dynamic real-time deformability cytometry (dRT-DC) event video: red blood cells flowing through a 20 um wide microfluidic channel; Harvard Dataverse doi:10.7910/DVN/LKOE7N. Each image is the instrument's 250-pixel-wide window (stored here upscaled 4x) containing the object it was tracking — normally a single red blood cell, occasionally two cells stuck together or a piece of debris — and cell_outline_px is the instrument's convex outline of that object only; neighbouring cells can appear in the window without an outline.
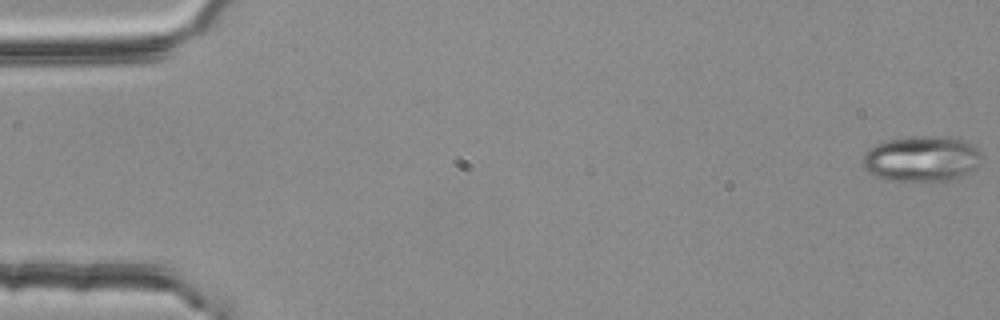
{"species": "common noctule bat (a hibernating species)", "species_latin": "Nyctalus noctula", "temperature_condition": "room temperature", "stored_images_in_passage": 55, "camera_frame_rate_fps": 3000, "um_per_image_px": 0.085, "animal": {"sex": "female", "body_mass_g": 25.1}, "frame": {"image": 1, "passage_image": 1, "time_ms": 0.0, "image_size_px": [1000, 320], "cell_outline_px": [[980, 160], [976, 168], [952, 180], [884, 180], [868, 172], [864, 168], [864, 152], [868, 148], [884, 140], [916, 136], [956, 136], [972, 144], [980, 152]], "centroid_in_image_um": [78.33, 13.46], "position_along_channel_um": 6.7, "area_um2": 31.67}}
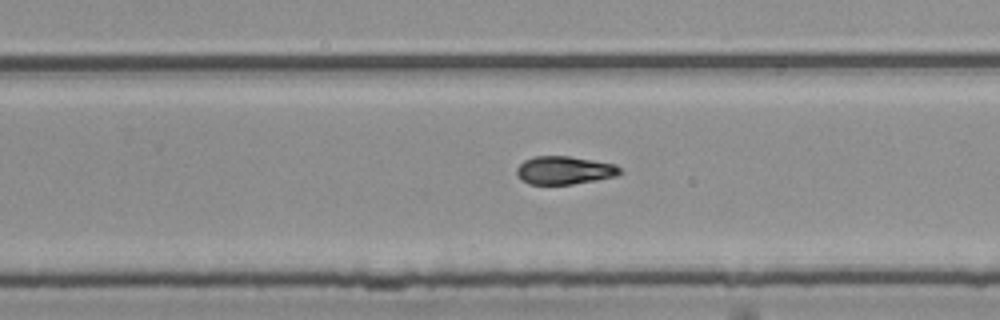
{"frame": {"image": 2, "passage_image": 35, "time_ms": 11.333, "image_size_px": [1000, 320], "cell_outline_px": [[624, 172], [616, 176], [596, 180], [572, 184], [528, 184], [520, 180], [516, 176], [516, 168], [524, 160], [536, 156], [568, 156], [612, 164], [620, 168]], "centroid_in_image_um": [47.92, 14.48], "position_along_channel_um": 281.9, "area_um2": 16.88}}
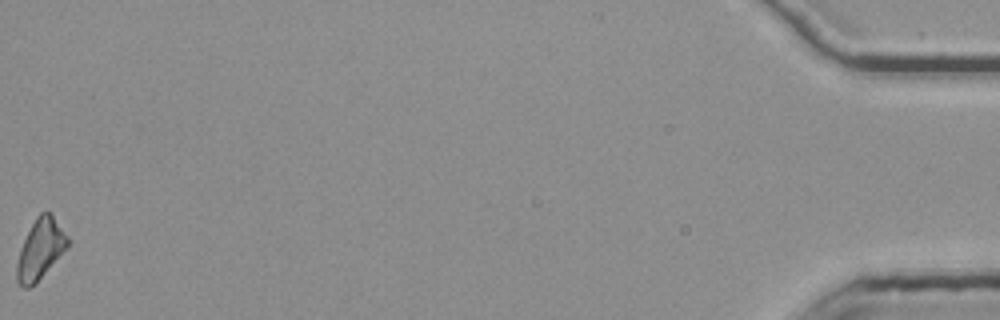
{"frame": {"image": 3, "passage_image": 55, "time_ms": 18.0, "image_size_px": [1000, 320], "cell_outline_px": [[72, 240], [36, 284], [28, 288], [24, 288], [16, 280], [16, 264], [20, 248], [36, 216], [40, 212], [48, 212], [52, 216]], "centroid_in_image_um": [3.42, 21.2], "position_along_channel_um": 431.8, "area_um2": 17.63}, "authors_computed_cell_mechanics": {"area_um2": 17.629, "velocity_mm_per_s": 3.7996, "shape_relaxation_time_tau1_ms": 5.95, "shape_relaxation_time_tau2_ms": 9.2254, "deformation_change_tau1": 0.1551, "deformation_change_tau2": 0.1528}}